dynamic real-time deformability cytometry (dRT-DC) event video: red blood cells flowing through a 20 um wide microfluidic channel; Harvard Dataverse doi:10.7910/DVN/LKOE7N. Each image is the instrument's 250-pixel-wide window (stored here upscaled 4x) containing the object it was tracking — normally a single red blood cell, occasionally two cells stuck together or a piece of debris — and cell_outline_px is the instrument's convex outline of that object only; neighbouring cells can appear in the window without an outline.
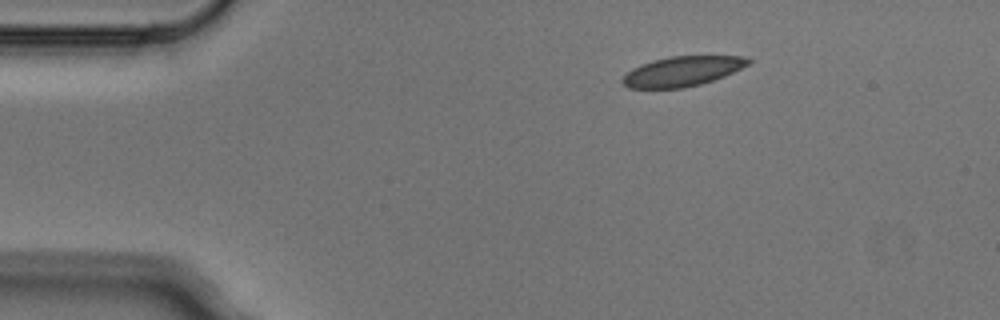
{"species": "Egyptian fruit bat (a non-hibernating species)", "species_latin": "Rousettus aegyptiacus", "temperature_condition": "cold", "stored_images_in_passage": 3, "camera_frame_rate_fps": 3000, "um_per_image_px": 0.085, "animal": {"sex": "male"}, "frame": {"image": 1, "passage_image": 1, "time_ms": 0.0, "image_size_px": [1000, 320], "cell_outline_px": [[752, 60], [748, 64], [724, 76], [700, 84], [684, 88], [628, 88], [620, 80], [632, 68], [640, 64], [652, 60], [668, 56], [744, 56]], "centroid_in_image_um": [57.96, 6.05], "position_along_channel_um": 27.0, "area_um2": 21.79}}
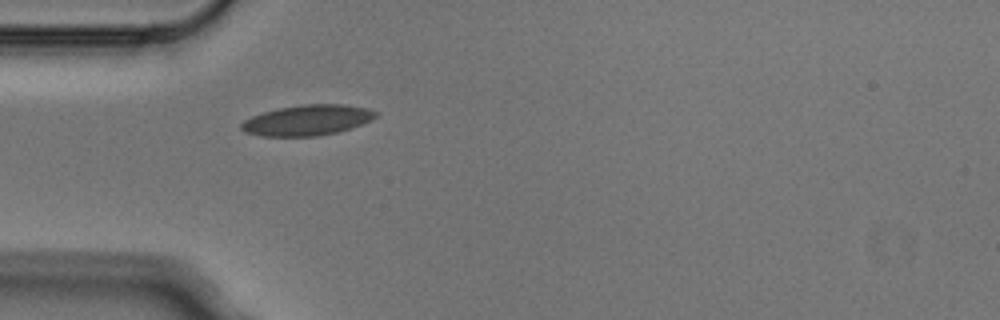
{"frame": {"image": 2, "passage_image": 3, "time_ms": 0.667, "image_size_px": [1000, 320], "cell_outline_px": [[380, 112], [376, 116], [360, 124], [336, 132], [316, 136], [260, 136], [244, 132], [240, 128], [240, 124], [244, 120], [252, 116], [264, 112], [280, 108], [300, 104], [344, 104], [368, 108]], "centroid_in_image_um": [26.09, 10.21], "position_along_channel_um": 58.9, "area_um2": 23.76}}